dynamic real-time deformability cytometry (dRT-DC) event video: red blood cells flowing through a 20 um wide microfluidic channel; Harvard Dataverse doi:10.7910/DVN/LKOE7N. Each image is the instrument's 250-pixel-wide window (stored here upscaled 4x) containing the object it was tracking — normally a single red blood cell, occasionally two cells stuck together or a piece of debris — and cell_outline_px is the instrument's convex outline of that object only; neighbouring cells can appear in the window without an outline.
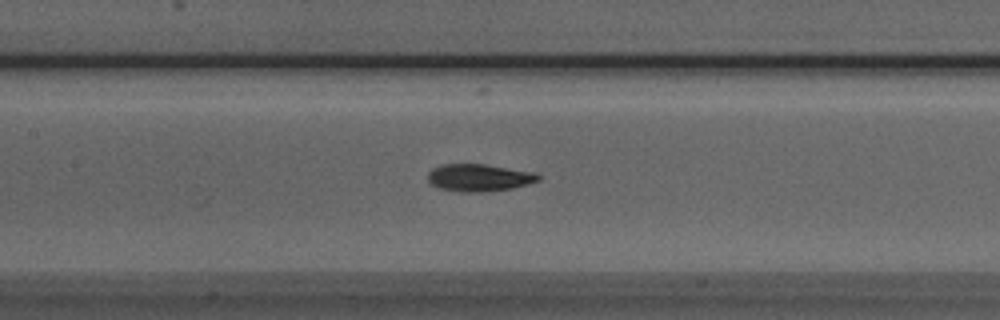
{"species": "Egyptian fruit bat (a non-hibernating species)", "species_latin": "Rousettus aegyptiacus", "temperature_condition": "room temperature", "stored_images_in_passage": 51, "camera_frame_rate_fps": 3000, "um_per_image_px": 0.085, "animal": {"sex": "male"}, "frame": {"image": 1, "passage_image": 23, "time_ms": 7.333, "image_size_px": [1000, 320], "cell_outline_px": [[540, 180], [528, 184], [512, 188], [480, 192], [460, 192], [436, 188], [428, 184], [428, 172], [432, 168], [440, 164], [484, 164], [536, 172], [540, 176]], "centroid_in_image_um": [40.67, 15.1], "position_along_channel_um": 166.7, "area_um2": 17.86}}
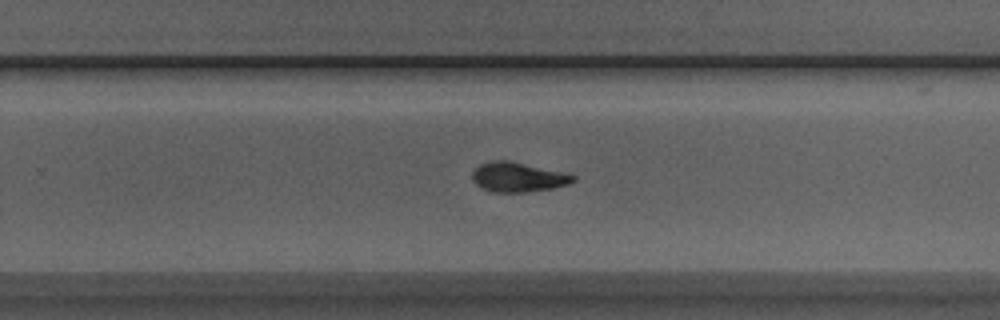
{"frame": {"image": 2, "passage_image": 32, "time_ms": 10.333, "image_size_px": [1000, 320], "cell_outline_px": [[576, 180], [568, 184], [552, 188], [528, 192], [492, 192], [480, 188], [472, 180], [472, 172], [480, 164], [492, 160], [508, 160], [576, 176]], "centroid_in_image_um": [43.96, 15.07], "position_along_channel_um": 285.8, "area_um2": 17.22}}
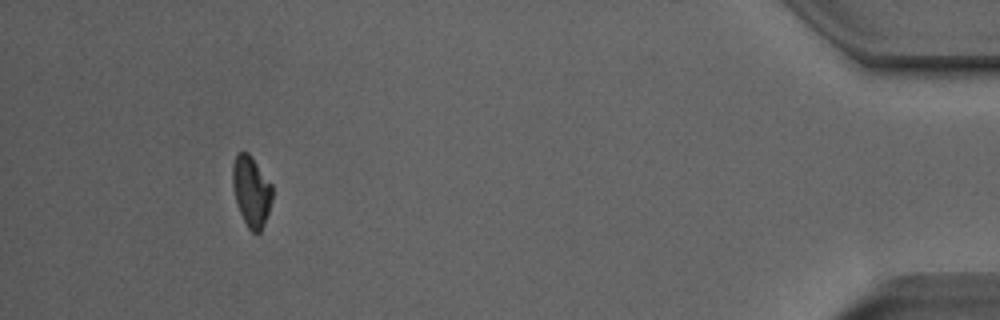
{"frame": {"image": 3, "passage_image": 47, "time_ms": 15.333, "image_size_px": [1000, 320], "cell_outline_px": [[272, 200], [264, 224], [260, 232], [256, 236], [248, 228], [240, 212], [236, 200], [232, 184], [232, 164], [236, 156], [240, 152], [248, 152], [252, 156], [272, 184]], "centroid_in_image_um": [21.37, 16.26], "position_along_channel_um": 413.8, "area_um2": 16.36}, "authors_computed_cell_mechanics": {"area_um2": 17.34, "velocity_mm_per_s": 3.9812, "shape_relaxation_time_tau1_ms": 2.9573, "shape_relaxation_time_tau2_ms": 4.6168, "deformation_change_tau1": 0.1373, "deformation_change_tau2": 0.0849}}